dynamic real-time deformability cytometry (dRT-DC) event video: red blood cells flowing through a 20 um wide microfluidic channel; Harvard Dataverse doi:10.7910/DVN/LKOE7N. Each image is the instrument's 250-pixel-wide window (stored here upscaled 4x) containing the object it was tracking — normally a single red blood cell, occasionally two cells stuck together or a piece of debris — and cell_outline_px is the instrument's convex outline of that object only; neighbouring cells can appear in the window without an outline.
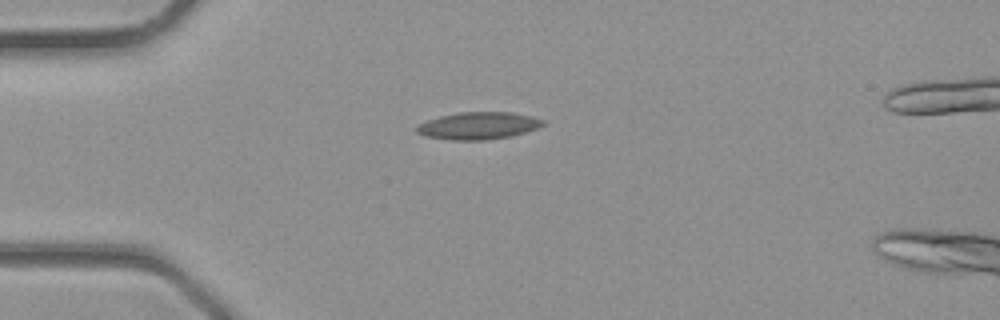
{"species": "common noctule bat (a hibernating species)", "species_latin": "Nyctalus noctula", "temperature_condition": "room temperature", "stored_images_in_passage": 24, "camera_frame_rate_fps": 3000, "um_per_image_px": 0.085, "animal": {"sex": "male", "body_mass_g": 23.1, "forearm_length_mm": 52.7}, "frame": {"image": 1, "passage_image": 1, "time_ms": 0.0, "image_size_px": [1000, 320], "cell_outline_px": [[544, 124], [536, 128], [512, 136], [484, 140], [452, 140], [424, 136], [416, 132], [416, 128], [420, 124], [428, 120], [440, 116], [460, 112], [512, 112], [532, 116], [544, 120]], "centroid_in_image_um": [40.66, 10.68], "position_along_channel_um": 44.3, "area_um2": 19.94}}
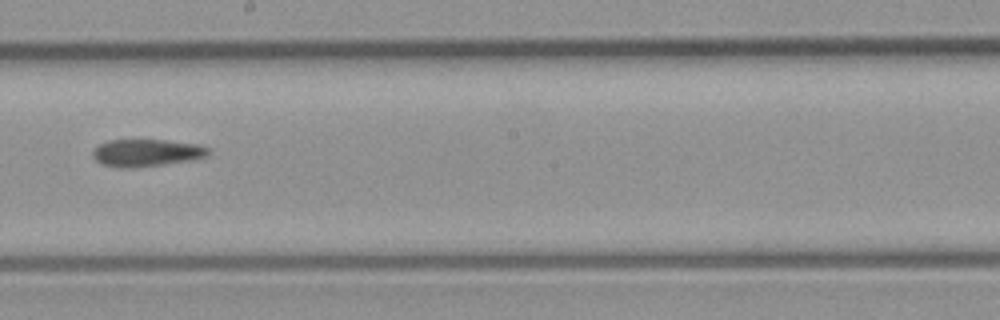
{"frame": {"image": 2, "passage_image": 12, "time_ms": 3.667, "image_size_px": [1000, 320], "cell_outline_px": [[212, 152], [208, 156], [188, 160], [136, 168], [116, 168], [100, 164], [92, 156], [92, 152], [100, 144], [108, 140], [164, 140], [200, 144], [208, 148]], "centroid_in_image_um": [12.44, 12.99], "position_along_channel_um": 235.8, "area_um2": 18.5}}
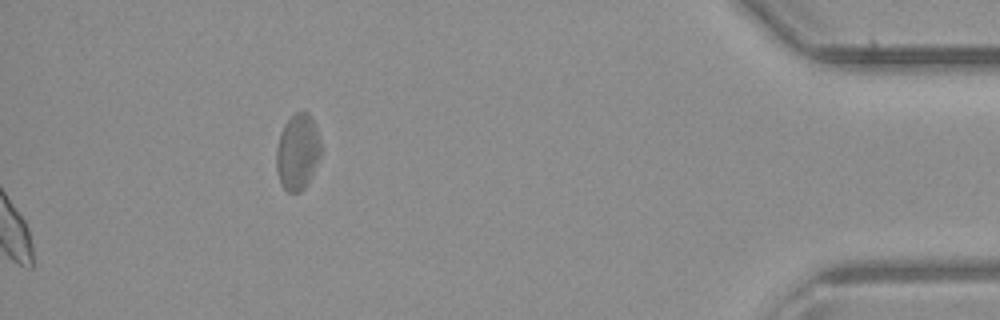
{"frame": {"image": 3, "passage_image": 24, "time_ms": 7.667, "image_size_px": [1000, 320], "cell_outline_px": [[320, 156], [312, 176], [304, 188], [300, 192], [288, 192], [280, 184], [276, 172], [276, 148], [280, 132], [284, 124], [296, 112], [308, 112], [312, 116], [316, 124], [320, 140]], "centroid_in_image_um": [25.29, 12.91], "position_along_channel_um": 409.9, "area_um2": 20.0}}